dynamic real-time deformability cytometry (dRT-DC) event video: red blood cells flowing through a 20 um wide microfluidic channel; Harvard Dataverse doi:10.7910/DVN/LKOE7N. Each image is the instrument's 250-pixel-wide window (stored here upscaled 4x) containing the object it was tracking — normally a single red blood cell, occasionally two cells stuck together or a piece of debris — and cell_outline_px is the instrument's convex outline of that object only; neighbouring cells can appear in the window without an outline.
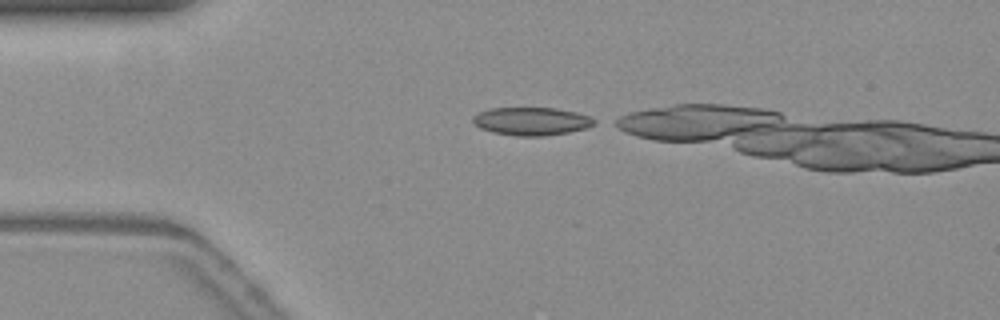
{"species": "common noctule bat (a hibernating species)", "species_latin": "Nyctalus noctula", "temperature_condition": "warm", "stored_images_in_passage": 11, "camera_frame_rate_fps": 3000, "um_per_image_px": 0.085, "animal": {"sex": "female", "body_mass_g": 19.3, "forearm_length_mm": 54.1}, "frame": {"image": 1, "passage_image": 1, "time_ms": 0.0, "image_size_px": [1000, 320], "cell_outline_px": [[596, 120], [592, 124], [584, 128], [568, 132], [540, 136], [516, 136], [492, 132], [480, 128], [472, 120], [472, 116], [488, 108], [556, 108], [576, 112], [588, 116]], "centroid_in_image_um": [45.13, 10.3], "position_along_channel_um": 39.9, "area_um2": 19.59}}
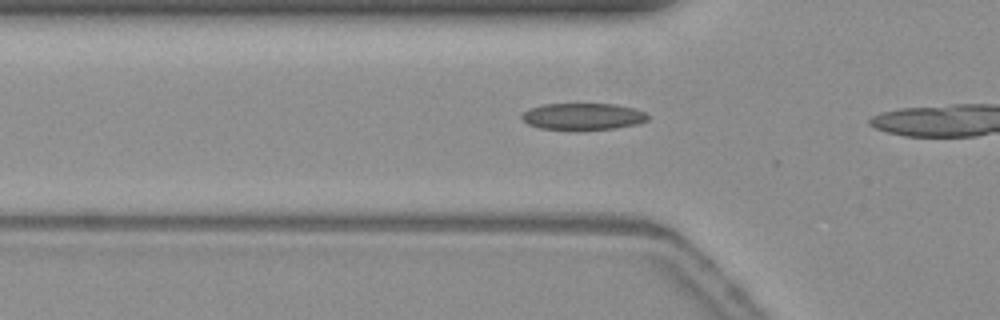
{"frame": {"image": 2, "passage_image": 6, "time_ms": 1.667, "image_size_px": [1000, 320], "cell_outline_px": [[648, 120], [636, 124], [616, 128], [540, 128], [528, 124], [520, 116], [528, 108], [544, 104], [616, 104], [636, 108], [644, 112], [648, 116]], "centroid_in_image_um": [49.56, 9.86], "position_along_channel_um": 76.2, "area_um2": 19.13}}
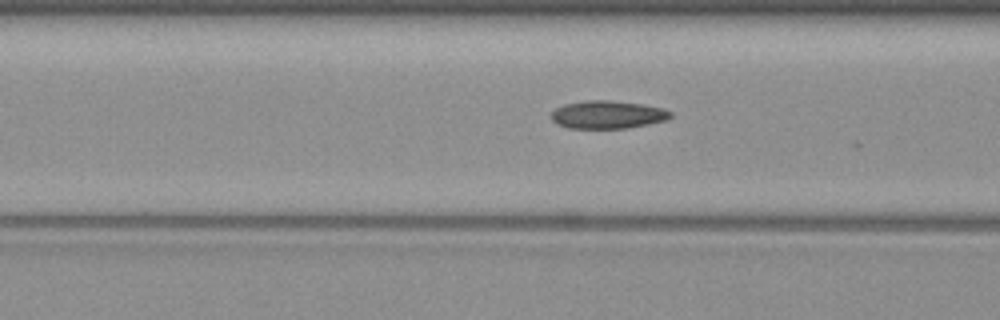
{"frame": {"image": 3, "passage_image": 9, "time_ms": 2.667, "image_size_px": [1000, 320], "cell_outline_px": [[672, 116], [664, 120], [648, 124], [628, 128], [568, 128], [556, 124], [552, 120], [552, 112], [556, 108], [564, 104], [584, 100], [612, 100], [644, 104], [664, 108], [672, 112]], "centroid_in_image_um": [51.65, 9.73], "position_along_channel_um": 115.0, "area_um2": 19.54}}